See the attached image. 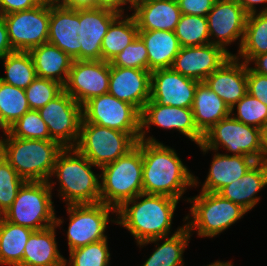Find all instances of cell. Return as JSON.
Wrapping results in <instances>:
<instances>
[{"mask_svg": "<svg viewBox=\"0 0 267 266\" xmlns=\"http://www.w3.org/2000/svg\"><path fill=\"white\" fill-rule=\"evenodd\" d=\"M241 7L246 11L248 15L258 13V12H267V6L265 5L263 9L258 11L256 5L258 4H267V0H238L237 1Z\"/></svg>", "mask_w": 267, "mask_h": 266, "instance_id": "48", "label": "cell"}, {"mask_svg": "<svg viewBox=\"0 0 267 266\" xmlns=\"http://www.w3.org/2000/svg\"><path fill=\"white\" fill-rule=\"evenodd\" d=\"M140 134H128L119 130L87 123L83 118L80 136L75 148L100 168L126 155L139 141Z\"/></svg>", "mask_w": 267, "mask_h": 266, "instance_id": "8", "label": "cell"}, {"mask_svg": "<svg viewBox=\"0 0 267 266\" xmlns=\"http://www.w3.org/2000/svg\"><path fill=\"white\" fill-rule=\"evenodd\" d=\"M5 77L0 76V81L26 89L37 77L32 57L28 51H14L3 59Z\"/></svg>", "mask_w": 267, "mask_h": 266, "instance_id": "34", "label": "cell"}, {"mask_svg": "<svg viewBox=\"0 0 267 266\" xmlns=\"http://www.w3.org/2000/svg\"><path fill=\"white\" fill-rule=\"evenodd\" d=\"M267 53V12L250 14L247 17L244 39L238 53V60L250 64L257 55Z\"/></svg>", "mask_w": 267, "mask_h": 266, "instance_id": "33", "label": "cell"}, {"mask_svg": "<svg viewBox=\"0 0 267 266\" xmlns=\"http://www.w3.org/2000/svg\"><path fill=\"white\" fill-rule=\"evenodd\" d=\"M143 193L180 200L187 188L197 187L198 177L183 164L175 149L142 140Z\"/></svg>", "mask_w": 267, "mask_h": 266, "instance_id": "1", "label": "cell"}, {"mask_svg": "<svg viewBox=\"0 0 267 266\" xmlns=\"http://www.w3.org/2000/svg\"><path fill=\"white\" fill-rule=\"evenodd\" d=\"M151 72L129 67H115L110 64L108 93L128 102L140 112L150 100Z\"/></svg>", "mask_w": 267, "mask_h": 266, "instance_id": "19", "label": "cell"}, {"mask_svg": "<svg viewBox=\"0 0 267 266\" xmlns=\"http://www.w3.org/2000/svg\"><path fill=\"white\" fill-rule=\"evenodd\" d=\"M222 1H233V2H237L238 0H222Z\"/></svg>", "mask_w": 267, "mask_h": 266, "instance_id": "54", "label": "cell"}, {"mask_svg": "<svg viewBox=\"0 0 267 266\" xmlns=\"http://www.w3.org/2000/svg\"><path fill=\"white\" fill-rule=\"evenodd\" d=\"M100 202L119 209L143 193L142 140L126 155L100 168Z\"/></svg>", "mask_w": 267, "mask_h": 266, "instance_id": "5", "label": "cell"}, {"mask_svg": "<svg viewBox=\"0 0 267 266\" xmlns=\"http://www.w3.org/2000/svg\"><path fill=\"white\" fill-rule=\"evenodd\" d=\"M50 137L64 148L75 147L80 136L82 106L64 90L38 110Z\"/></svg>", "mask_w": 267, "mask_h": 266, "instance_id": "13", "label": "cell"}, {"mask_svg": "<svg viewBox=\"0 0 267 266\" xmlns=\"http://www.w3.org/2000/svg\"><path fill=\"white\" fill-rule=\"evenodd\" d=\"M267 186V162H256L241 178L223 187L218 194L247 212L252 210L260 201L256 196Z\"/></svg>", "mask_w": 267, "mask_h": 266, "instance_id": "25", "label": "cell"}, {"mask_svg": "<svg viewBox=\"0 0 267 266\" xmlns=\"http://www.w3.org/2000/svg\"><path fill=\"white\" fill-rule=\"evenodd\" d=\"M204 82L231 109L247 92V63L231 56Z\"/></svg>", "mask_w": 267, "mask_h": 266, "instance_id": "22", "label": "cell"}, {"mask_svg": "<svg viewBox=\"0 0 267 266\" xmlns=\"http://www.w3.org/2000/svg\"><path fill=\"white\" fill-rule=\"evenodd\" d=\"M198 83L172 68L151 71L150 100L161 105L192 108Z\"/></svg>", "mask_w": 267, "mask_h": 266, "instance_id": "18", "label": "cell"}, {"mask_svg": "<svg viewBox=\"0 0 267 266\" xmlns=\"http://www.w3.org/2000/svg\"><path fill=\"white\" fill-rule=\"evenodd\" d=\"M179 201L166 195L139 194L116 210V225L127 229L137 244L171 236L174 211Z\"/></svg>", "mask_w": 267, "mask_h": 266, "instance_id": "2", "label": "cell"}, {"mask_svg": "<svg viewBox=\"0 0 267 266\" xmlns=\"http://www.w3.org/2000/svg\"><path fill=\"white\" fill-rule=\"evenodd\" d=\"M14 51H29L48 41L50 2L2 16Z\"/></svg>", "mask_w": 267, "mask_h": 266, "instance_id": "12", "label": "cell"}, {"mask_svg": "<svg viewBox=\"0 0 267 266\" xmlns=\"http://www.w3.org/2000/svg\"><path fill=\"white\" fill-rule=\"evenodd\" d=\"M43 0H0V16L32 9Z\"/></svg>", "mask_w": 267, "mask_h": 266, "instance_id": "45", "label": "cell"}, {"mask_svg": "<svg viewBox=\"0 0 267 266\" xmlns=\"http://www.w3.org/2000/svg\"><path fill=\"white\" fill-rule=\"evenodd\" d=\"M0 138L2 156L25 181H49L64 147L55 140L22 139L7 130Z\"/></svg>", "mask_w": 267, "mask_h": 266, "instance_id": "3", "label": "cell"}, {"mask_svg": "<svg viewBox=\"0 0 267 266\" xmlns=\"http://www.w3.org/2000/svg\"><path fill=\"white\" fill-rule=\"evenodd\" d=\"M57 184L49 181H25L13 204L1 215L15 225L42 230L55 225L52 190Z\"/></svg>", "mask_w": 267, "mask_h": 266, "instance_id": "6", "label": "cell"}, {"mask_svg": "<svg viewBox=\"0 0 267 266\" xmlns=\"http://www.w3.org/2000/svg\"><path fill=\"white\" fill-rule=\"evenodd\" d=\"M12 52H14V50L8 39L7 27L3 17L0 16V60Z\"/></svg>", "mask_w": 267, "mask_h": 266, "instance_id": "47", "label": "cell"}, {"mask_svg": "<svg viewBox=\"0 0 267 266\" xmlns=\"http://www.w3.org/2000/svg\"><path fill=\"white\" fill-rule=\"evenodd\" d=\"M67 214L69 217L67 241L69 251L86 246L90 243L107 239L105 234L107 224H116V219L110 218L116 210L104 203L95 204H71L67 205Z\"/></svg>", "mask_w": 267, "mask_h": 266, "instance_id": "10", "label": "cell"}, {"mask_svg": "<svg viewBox=\"0 0 267 266\" xmlns=\"http://www.w3.org/2000/svg\"><path fill=\"white\" fill-rule=\"evenodd\" d=\"M262 161L267 162V123L261 128Z\"/></svg>", "mask_w": 267, "mask_h": 266, "instance_id": "51", "label": "cell"}, {"mask_svg": "<svg viewBox=\"0 0 267 266\" xmlns=\"http://www.w3.org/2000/svg\"><path fill=\"white\" fill-rule=\"evenodd\" d=\"M25 180L2 156L0 158V216L13 204Z\"/></svg>", "mask_w": 267, "mask_h": 266, "instance_id": "40", "label": "cell"}, {"mask_svg": "<svg viewBox=\"0 0 267 266\" xmlns=\"http://www.w3.org/2000/svg\"><path fill=\"white\" fill-rule=\"evenodd\" d=\"M247 92L267 106V76L254 72L247 64Z\"/></svg>", "mask_w": 267, "mask_h": 266, "instance_id": "43", "label": "cell"}, {"mask_svg": "<svg viewBox=\"0 0 267 266\" xmlns=\"http://www.w3.org/2000/svg\"><path fill=\"white\" fill-rule=\"evenodd\" d=\"M83 119L87 123L126 132L140 134L141 112L132 104L106 93L93 97L82 106Z\"/></svg>", "mask_w": 267, "mask_h": 266, "instance_id": "11", "label": "cell"}, {"mask_svg": "<svg viewBox=\"0 0 267 266\" xmlns=\"http://www.w3.org/2000/svg\"><path fill=\"white\" fill-rule=\"evenodd\" d=\"M29 110L25 89L0 81V129L6 131Z\"/></svg>", "mask_w": 267, "mask_h": 266, "instance_id": "35", "label": "cell"}, {"mask_svg": "<svg viewBox=\"0 0 267 266\" xmlns=\"http://www.w3.org/2000/svg\"><path fill=\"white\" fill-rule=\"evenodd\" d=\"M64 219L55 216V225L33 231L28 238L22 262L18 266H65V259L58 250L56 229Z\"/></svg>", "mask_w": 267, "mask_h": 266, "instance_id": "24", "label": "cell"}, {"mask_svg": "<svg viewBox=\"0 0 267 266\" xmlns=\"http://www.w3.org/2000/svg\"><path fill=\"white\" fill-rule=\"evenodd\" d=\"M43 1L51 2V3H57L59 0H43Z\"/></svg>", "mask_w": 267, "mask_h": 266, "instance_id": "53", "label": "cell"}, {"mask_svg": "<svg viewBox=\"0 0 267 266\" xmlns=\"http://www.w3.org/2000/svg\"><path fill=\"white\" fill-rule=\"evenodd\" d=\"M230 115L246 125L261 129L267 123V106L247 93L231 108Z\"/></svg>", "mask_w": 267, "mask_h": 266, "instance_id": "39", "label": "cell"}, {"mask_svg": "<svg viewBox=\"0 0 267 266\" xmlns=\"http://www.w3.org/2000/svg\"><path fill=\"white\" fill-rule=\"evenodd\" d=\"M138 27L131 14H119L108 27L101 44L102 60L111 62L127 45L138 36Z\"/></svg>", "mask_w": 267, "mask_h": 266, "instance_id": "31", "label": "cell"}, {"mask_svg": "<svg viewBox=\"0 0 267 266\" xmlns=\"http://www.w3.org/2000/svg\"><path fill=\"white\" fill-rule=\"evenodd\" d=\"M2 157V151H1V148H0V158Z\"/></svg>", "mask_w": 267, "mask_h": 266, "instance_id": "55", "label": "cell"}, {"mask_svg": "<svg viewBox=\"0 0 267 266\" xmlns=\"http://www.w3.org/2000/svg\"><path fill=\"white\" fill-rule=\"evenodd\" d=\"M190 202V213L184 217L189 232L199 237H215L243 218L247 211L215 192H199ZM191 214V216H190ZM191 217V218H190ZM196 230V231H195Z\"/></svg>", "mask_w": 267, "mask_h": 266, "instance_id": "7", "label": "cell"}, {"mask_svg": "<svg viewBox=\"0 0 267 266\" xmlns=\"http://www.w3.org/2000/svg\"><path fill=\"white\" fill-rule=\"evenodd\" d=\"M80 8L73 9L50 2L48 41L74 60H80L81 44L78 42Z\"/></svg>", "mask_w": 267, "mask_h": 266, "instance_id": "21", "label": "cell"}, {"mask_svg": "<svg viewBox=\"0 0 267 266\" xmlns=\"http://www.w3.org/2000/svg\"><path fill=\"white\" fill-rule=\"evenodd\" d=\"M32 229L15 225L0 216V265L18 266Z\"/></svg>", "mask_w": 267, "mask_h": 266, "instance_id": "32", "label": "cell"}, {"mask_svg": "<svg viewBox=\"0 0 267 266\" xmlns=\"http://www.w3.org/2000/svg\"><path fill=\"white\" fill-rule=\"evenodd\" d=\"M28 52L32 57L37 77L65 85L74 59L49 42L36 46Z\"/></svg>", "mask_w": 267, "mask_h": 266, "instance_id": "29", "label": "cell"}, {"mask_svg": "<svg viewBox=\"0 0 267 266\" xmlns=\"http://www.w3.org/2000/svg\"><path fill=\"white\" fill-rule=\"evenodd\" d=\"M192 234L185 226H180L171 236L154 238L137 244L139 248L155 243L152 254L141 266H184L183 253L189 244ZM161 241V244H159ZM158 242V243H157Z\"/></svg>", "mask_w": 267, "mask_h": 266, "instance_id": "27", "label": "cell"}, {"mask_svg": "<svg viewBox=\"0 0 267 266\" xmlns=\"http://www.w3.org/2000/svg\"><path fill=\"white\" fill-rule=\"evenodd\" d=\"M215 154L210 164L205 182L202 184V192L218 193L223 187L241 178L256 161L248 156Z\"/></svg>", "mask_w": 267, "mask_h": 266, "instance_id": "26", "label": "cell"}, {"mask_svg": "<svg viewBox=\"0 0 267 266\" xmlns=\"http://www.w3.org/2000/svg\"><path fill=\"white\" fill-rule=\"evenodd\" d=\"M130 3V4H129ZM128 6L129 10L132 11L133 2L131 0H94L95 8L108 9L118 14H124L123 6Z\"/></svg>", "mask_w": 267, "mask_h": 266, "instance_id": "46", "label": "cell"}, {"mask_svg": "<svg viewBox=\"0 0 267 266\" xmlns=\"http://www.w3.org/2000/svg\"><path fill=\"white\" fill-rule=\"evenodd\" d=\"M206 266H233V264H232V262L231 261H227V262H222V261H215V262H213V263H211V264H208V265H206Z\"/></svg>", "mask_w": 267, "mask_h": 266, "instance_id": "52", "label": "cell"}, {"mask_svg": "<svg viewBox=\"0 0 267 266\" xmlns=\"http://www.w3.org/2000/svg\"><path fill=\"white\" fill-rule=\"evenodd\" d=\"M95 166L75 147L64 148L57 156L51 178L57 176L61 199L66 205L100 202V175Z\"/></svg>", "mask_w": 267, "mask_h": 266, "instance_id": "4", "label": "cell"}, {"mask_svg": "<svg viewBox=\"0 0 267 266\" xmlns=\"http://www.w3.org/2000/svg\"><path fill=\"white\" fill-rule=\"evenodd\" d=\"M115 67L148 70V52L143 40L137 36L110 62Z\"/></svg>", "mask_w": 267, "mask_h": 266, "instance_id": "42", "label": "cell"}, {"mask_svg": "<svg viewBox=\"0 0 267 266\" xmlns=\"http://www.w3.org/2000/svg\"><path fill=\"white\" fill-rule=\"evenodd\" d=\"M7 131L16 138L53 140L38 110L33 109L26 112L20 119L13 123Z\"/></svg>", "mask_w": 267, "mask_h": 266, "instance_id": "38", "label": "cell"}, {"mask_svg": "<svg viewBox=\"0 0 267 266\" xmlns=\"http://www.w3.org/2000/svg\"><path fill=\"white\" fill-rule=\"evenodd\" d=\"M63 90V85L54 80L36 77L25 93L30 109L39 110Z\"/></svg>", "mask_w": 267, "mask_h": 266, "instance_id": "41", "label": "cell"}, {"mask_svg": "<svg viewBox=\"0 0 267 266\" xmlns=\"http://www.w3.org/2000/svg\"><path fill=\"white\" fill-rule=\"evenodd\" d=\"M254 64V68L251 69L261 75L267 76V53L255 56L251 61Z\"/></svg>", "mask_w": 267, "mask_h": 266, "instance_id": "49", "label": "cell"}, {"mask_svg": "<svg viewBox=\"0 0 267 266\" xmlns=\"http://www.w3.org/2000/svg\"><path fill=\"white\" fill-rule=\"evenodd\" d=\"M132 15L139 30H175L181 10L177 0H137Z\"/></svg>", "mask_w": 267, "mask_h": 266, "instance_id": "23", "label": "cell"}, {"mask_svg": "<svg viewBox=\"0 0 267 266\" xmlns=\"http://www.w3.org/2000/svg\"><path fill=\"white\" fill-rule=\"evenodd\" d=\"M57 3L73 9L94 8V0H59Z\"/></svg>", "mask_w": 267, "mask_h": 266, "instance_id": "50", "label": "cell"}, {"mask_svg": "<svg viewBox=\"0 0 267 266\" xmlns=\"http://www.w3.org/2000/svg\"><path fill=\"white\" fill-rule=\"evenodd\" d=\"M198 146L203 154L218 151L222 147L232 155L248 156L256 162L262 161L261 129L246 125L231 115L207 131Z\"/></svg>", "mask_w": 267, "mask_h": 266, "instance_id": "9", "label": "cell"}, {"mask_svg": "<svg viewBox=\"0 0 267 266\" xmlns=\"http://www.w3.org/2000/svg\"><path fill=\"white\" fill-rule=\"evenodd\" d=\"M181 47L210 43L207 17L182 14L174 30Z\"/></svg>", "mask_w": 267, "mask_h": 266, "instance_id": "36", "label": "cell"}, {"mask_svg": "<svg viewBox=\"0 0 267 266\" xmlns=\"http://www.w3.org/2000/svg\"><path fill=\"white\" fill-rule=\"evenodd\" d=\"M148 52V71L171 68L180 51L178 38L173 31L139 30Z\"/></svg>", "mask_w": 267, "mask_h": 266, "instance_id": "30", "label": "cell"}, {"mask_svg": "<svg viewBox=\"0 0 267 266\" xmlns=\"http://www.w3.org/2000/svg\"><path fill=\"white\" fill-rule=\"evenodd\" d=\"M151 125L161 127L162 129H175L186 138L200 145L203 135L197 129L194 123L193 111L191 108L172 107L170 105H161L149 100L141 112V132L139 140L148 142H158L154 137L147 136Z\"/></svg>", "mask_w": 267, "mask_h": 266, "instance_id": "14", "label": "cell"}, {"mask_svg": "<svg viewBox=\"0 0 267 266\" xmlns=\"http://www.w3.org/2000/svg\"><path fill=\"white\" fill-rule=\"evenodd\" d=\"M231 56L223 47L212 43L181 47L171 68L187 78L202 82Z\"/></svg>", "mask_w": 267, "mask_h": 266, "instance_id": "17", "label": "cell"}, {"mask_svg": "<svg viewBox=\"0 0 267 266\" xmlns=\"http://www.w3.org/2000/svg\"><path fill=\"white\" fill-rule=\"evenodd\" d=\"M119 14L102 8H80L78 42L80 60H102L101 44L111 22Z\"/></svg>", "mask_w": 267, "mask_h": 266, "instance_id": "20", "label": "cell"}, {"mask_svg": "<svg viewBox=\"0 0 267 266\" xmlns=\"http://www.w3.org/2000/svg\"><path fill=\"white\" fill-rule=\"evenodd\" d=\"M216 0H177L181 14L207 17Z\"/></svg>", "mask_w": 267, "mask_h": 266, "instance_id": "44", "label": "cell"}, {"mask_svg": "<svg viewBox=\"0 0 267 266\" xmlns=\"http://www.w3.org/2000/svg\"><path fill=\"white\" fill-rule=\"evenodd\" d=\"M110 255L108 240L104 239L69 251L65 266H109Z\"/></svg>", "mask_w": 267, "mask_h": 266, "instance_id": "37", "label": "cell"}, {"mask_svg": "<svg viewBox=\"0 0 267 266\" xmlns=\"http://www.w3.org/2000/svg\"><path fill=\"white\" fill-rule=\"evenodd\" d=\"M110 62L103 60H74L64 91L83 106L93 97L108 93Z\"/></svg>", "mask_w": 267, "mask_h": 266, "instance_id": "15", "label": "cell"}, {"mask_svg": "<svg viewBox=\"0 0 267 266\" xmlns=\"http://www.w3.org/2000/svg\"><path fill=\"white\" fill-rule=\"evenodd\" d=\"M191 109L194 123L202 135L231 113L228 105L204 81L197 84Z\"/></svg>", "mask_w": 267, "mask_h": 266, "instance_id": "28", "label": "cell"}, {"mask_svg": "<svg viewBox=\"0 0 267 266\" xmlns=\"http://www.w3.org/2000/svg\"><path fill=\"white\" fill-rule=\"evenodd\" d=\"M248 14L238 2L216 0L207 14L210 43L219 45L228 51L227 46L239 40L240 50ZM217 38V39H216Z\"/></svg>", "mask_w": 267, "mask_h": 266, "instance_id": "16", "label": "cell"}]
</instances>
